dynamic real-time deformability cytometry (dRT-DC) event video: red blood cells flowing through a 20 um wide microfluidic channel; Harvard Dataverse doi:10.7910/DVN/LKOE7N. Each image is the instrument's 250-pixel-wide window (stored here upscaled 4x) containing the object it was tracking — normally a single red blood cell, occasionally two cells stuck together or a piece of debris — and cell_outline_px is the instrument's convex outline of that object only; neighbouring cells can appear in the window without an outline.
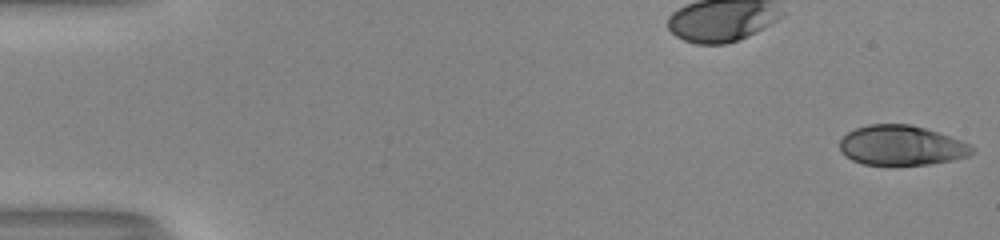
{"species": "human", "species_latin": "Homo sapiens", "temperature_condition": "room temperature", "stored_images_in_passage": 53, "camera_frame_rate_fps": 3000, "um_per_image_px": 0.085, "donor": {"sex": "male"}, "frame": {"image": 1, "passage_image": 1, "time_ms": 0.0, "image_size_px": [1000, 240], "cell_outline_px": [[972, 152], [968, 156], [952, 160], [928, 164], [892, 168], [864, 164], [852, 160], [840, 148], [840, 140], [848, 132], [856, 128], [868, 124], [908, 124], [924, 128], [960, 140], [968, 144], [972, 148]], "centroid_in_image_um": [76.58, 12.4], "position_along_channel_um": 8.4, "area_um2": 30.98}}
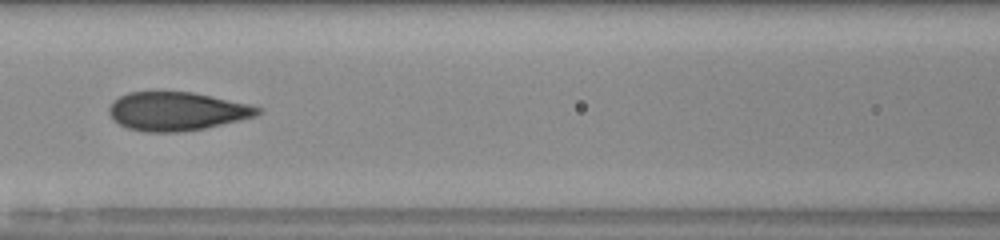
{"frame": {"image": 2, "passage_image": 25, "time_ms": 8.0, "image_size_px": [1000, 240], "cell_outline_px": [[264, 108], [256, 116], [204, 128], [176, 132], [144, 132], [128, 128], [112, 120], [108, 112], [108, 108], [112, 100], [128, 92], [192, 92], [248, 104]], "centroid_in_image_um": [14.98, 9.46], "position_along_channel_um": 151.6, "area_um2": 33.29}}
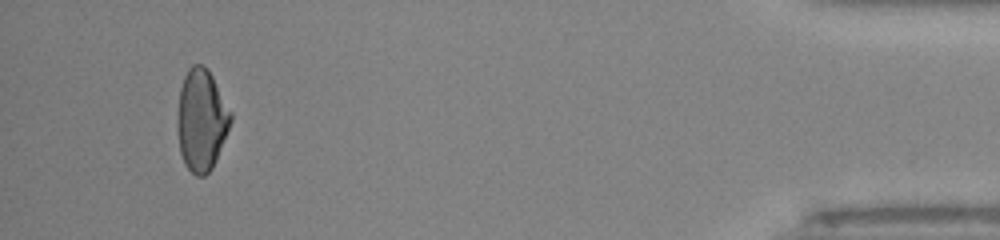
{"frame": {"image": 3, "passage_image": 50, "time_ms": 16.333, "image_size_px": [1000, 240], "cell_outline_px": [[232, 120], [216, 160], [212, 168], [204, 176], [196, 176], [184, 164], [180, 152], [176, 124], [176, 120], [180, 88], [184, 76], [188, 68], [192, 64], [204, 64], [208, 68], [232, 112]], "centroid_in_image_um": [17.11, 10.18], "position_along_channel_um": 418.1, "area_um2": 31.91}, "authors_computed_cell_mechanics": {"area_um2": 32.1368, "velocity_mm_per_s": 4.0516, "shape_relaxation_time_tau1_ms": 6.3231, "shape_relaxation_time_tau2_ms": 0.8709, "deformation_change_tau1": 0.1859, "deformation_change_tau2": 0.0498}}